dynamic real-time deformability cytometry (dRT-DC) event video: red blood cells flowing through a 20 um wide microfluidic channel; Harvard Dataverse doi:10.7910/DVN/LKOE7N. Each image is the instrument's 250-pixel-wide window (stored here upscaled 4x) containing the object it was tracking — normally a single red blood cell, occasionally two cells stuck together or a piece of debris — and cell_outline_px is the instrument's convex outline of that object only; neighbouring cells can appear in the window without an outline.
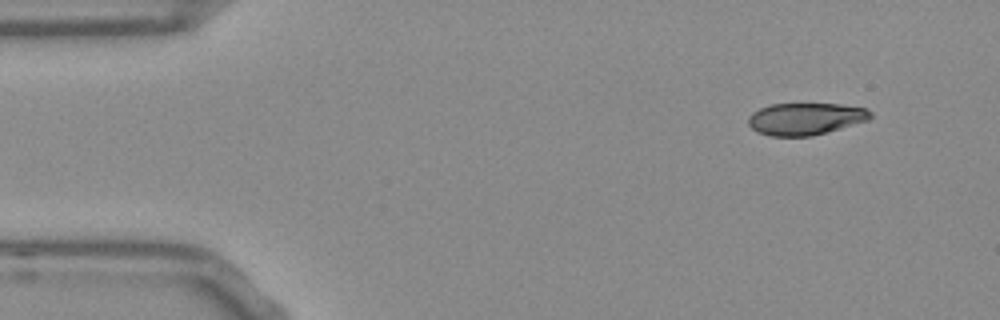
{"species": "Egyptian fruit bat (a non-hibernating species)", "species_latin": "Rousettus aegyptiacus", "temperature_condition": "room temperature", "stored_images_in_passage": 49, "camera_frame_rate_fps": 3000, "um_per_image_px": 0.085, "frame": {"image": 1, "passage_image": 1, "time_ms": 0.0, "image_size_px": [1000, 320], "cell_outline_px": [[872, 116], [868, 120], [828, 132], [812, 136], [772, 136], [756, 132], [748, 124], [748, 116], [752, 112], [760, 108], [772, 104], [840, 104], [868, 108], [872, 112]], "centroid_in_image_um": [68.47, 10.1], "position_along_channel_um": 16.5, "area_um2": 22.95}}
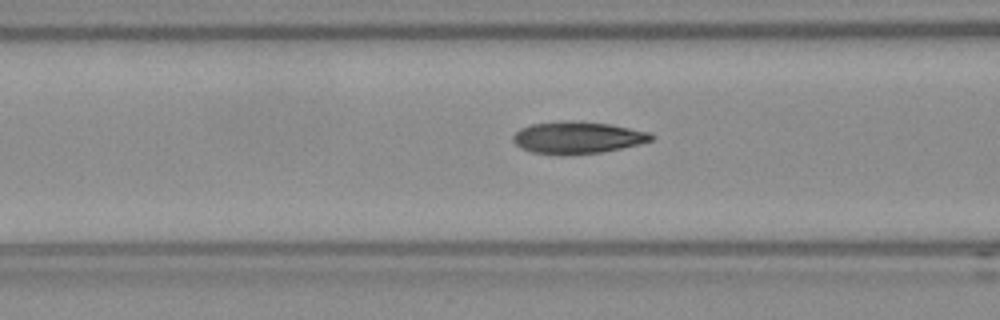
{"frame": {"image": 2, "passage_image": 16, "time_ms": 5.0, "image_size_px": [1000, 320], "cell_outline_px": [[656, 136], [652, 140], [640, 144], [600, 152], [560, 156], [532, 152], [520, 148], [512, 140], [512, 136], [520, 128], [532, 124], [568, 120], [572, 120], [608, 124], [652, 132]], "centroid_in_image_um": [49.08, 11.7], "position_along_channel_um": 117.5, "area_um2": 26.01}}
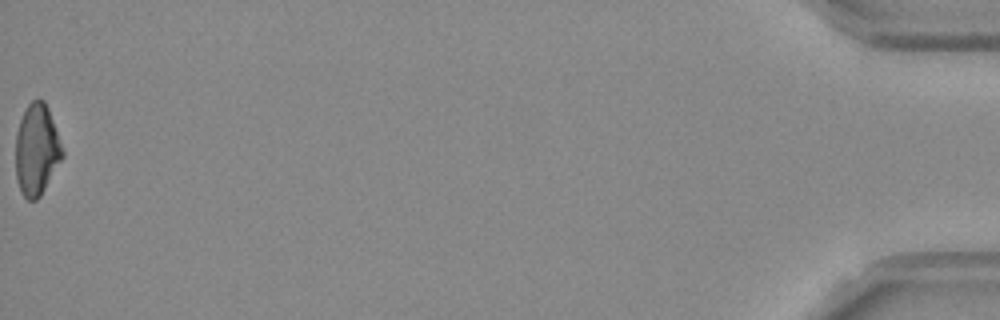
{"frame": {"image": 3, "passage_image": 49, "time_ms": 16.0, "image_size_px": [1000, 320], "cell_outline_px": [[64, 156], [40, 196], [36, 200], [28, 200], [20, 192], [16, 180], [16, 132], [24, 108], [32, 100], [44, 100], [48, 108], [64, 152]], "centroid_in_image_um": [3.1, 12.74], "position_along_channel_um": 432.1, "area_um2": 24.85}, "authors_computed_cell_mechanics": {"area_um2": 25.0274, "velocity_mm_per_s": 3.8239, "shape_relaxation_time_tau1_ms": 8.7186, "shape_relaxation_time_tau2_ms": 2.0628, "deformation_change_tau1": 0.2259, "deformation_change_tau2": 0.0704}}